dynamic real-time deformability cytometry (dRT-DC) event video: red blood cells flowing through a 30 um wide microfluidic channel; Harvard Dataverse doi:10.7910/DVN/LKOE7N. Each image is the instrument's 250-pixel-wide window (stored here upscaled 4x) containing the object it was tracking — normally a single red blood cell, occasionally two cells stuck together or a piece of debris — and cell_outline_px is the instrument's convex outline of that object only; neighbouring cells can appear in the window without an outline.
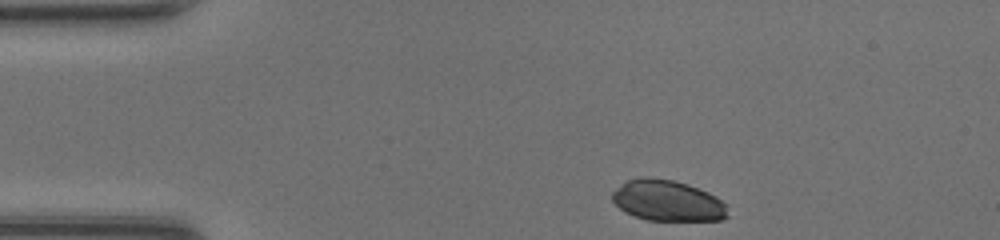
{"species": "common noctule bat (a hibernating species)", "species_latin": "Nyctalus noctula", "temperature_condition": "room temperature", "stored_images_in_passage": 35, "camera_frame_rate_fps": 3000, "um_per_image_px": 0.085, "animal": {"sex": "female", "body_mass_g": 20.0, "forearm_length_mm": 54.0}, "frame": {"image": 1, "passage_image": 1, "time_ms": 0.0, "image_size_px": [1000, 240], "cell_outline_px": [[728, 216], [724, 220], [648, 220], [624, 212], [612, 200], [612, 192], [616, 188], [628, 180], [644, 176], [648, 176], [672, 180], [688, 184], [708, 192], [716, 196], [728, 204]], "centroid_in_image_um": [56.78, 17.05], "position_along_channel_um": 28.2, "area_um2": 27.69}}
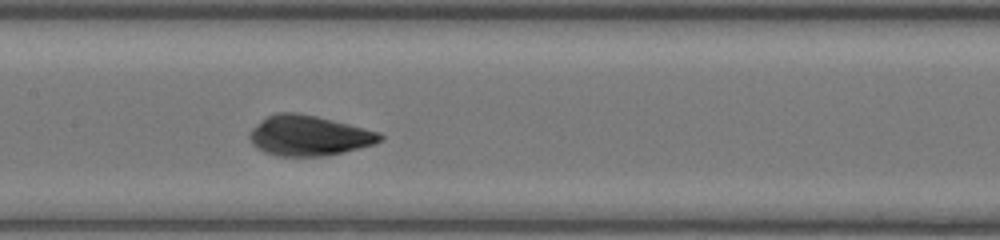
{"frame": {"image": 2, "passage_image": 16, "time_ms": 5.0, "image_size_px": [1000, 240], "cell_outline_px": [[384, 140], [372, 144], [324, 156], [276, 156], [264, 152], [256, 148], [252, 144], [248, 136], [248, 132], [260, 120], [276, 112], [296, 112], [316, 116], [380, 132], [384, 136]], "centroid_in_image_um": [26.19, 11.52], "position_along_channel_um": 181.2, "area_um2": 30.52}}
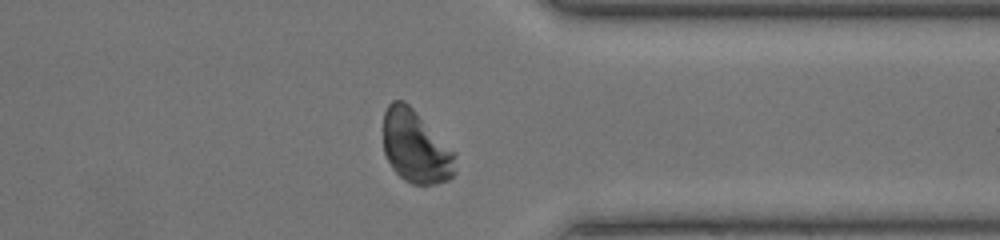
{"frame": {"image": 3, "passage_image": 30, "time_ms": 9.667, "image_size_px": [1000, 240], "cell_outline_px": [[456, 172], [448, 180], [436, 184], [412, 184], [404, 180], [392, 168], [384, 152], [384, 112], [388, 104], [392, 100], [404, 100], [456, 152]], "centroid_in_image_um": [35.35, 12.49], "position_along_channel_um": 376.0, "area_um2": 30.63}}